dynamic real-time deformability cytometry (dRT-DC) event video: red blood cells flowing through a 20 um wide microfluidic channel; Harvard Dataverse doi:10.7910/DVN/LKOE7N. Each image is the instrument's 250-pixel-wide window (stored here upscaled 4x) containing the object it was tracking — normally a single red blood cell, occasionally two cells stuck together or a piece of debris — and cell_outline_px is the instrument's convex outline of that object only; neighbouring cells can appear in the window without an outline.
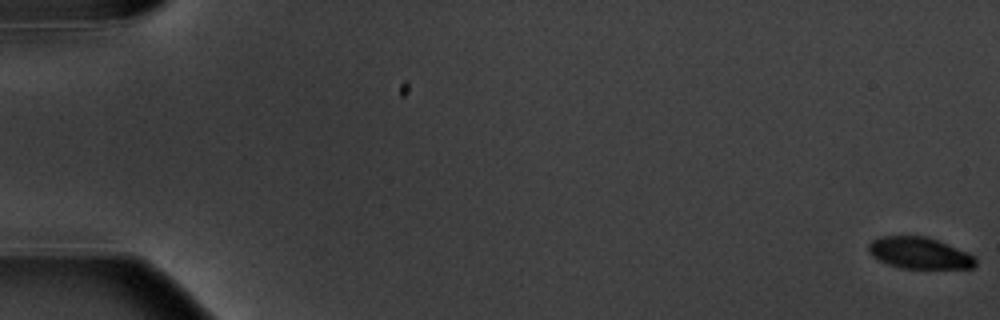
{"species": "common noctule bat (a hibernating species)", "species_latin": "Nyctalus noctula", "temperature_condition": "warm", "stored_images_in_passage": 6, "camera_frame_rate_fps": 3000, "um_per_image_px": 0.085, "animal": {"sex": "male", "body_mass_g": 20.1, "forearm_length_mm": 53.5}, "frame": {"image": 1, "passage_image": 1, "time_ms": 0.0, "image_size_px": [1000, 320], "cell_outline_px": [[976, 264], [972, 268], [900, 268], [888, 264], [872, 256], [868, 252], [868, 244], [872, 240], [880, 236], [924, 236], [936, 240], [968, 252], [976, 260]], "centroid_in_image_um": [78.11, 21.51], "position_along_channel_um": 6.9, "area_um2": 19.48}}
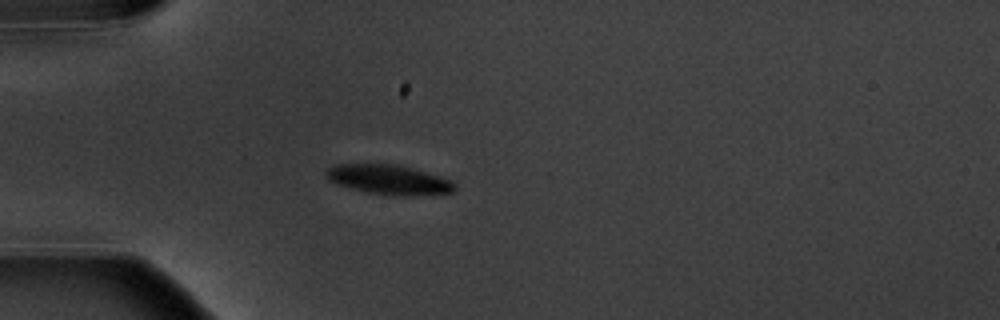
{"frame": {"image": 2, "passage_image": 5, "time_ms": 5.667, "image_size_px": [1000, 320], "cell_outline_px": [[456, 188], [452, 192], [408, 196], [392, 196], [368, 192], [336, 184], [328, 180], [324, 172], [328, 168], [336, 164], [396, 164], [452, 180], [456, 184]], "centroid_in_image_um": [33.02, 15.27], "position_along_channel_um": 52.0, "area_um2": 22.08}}